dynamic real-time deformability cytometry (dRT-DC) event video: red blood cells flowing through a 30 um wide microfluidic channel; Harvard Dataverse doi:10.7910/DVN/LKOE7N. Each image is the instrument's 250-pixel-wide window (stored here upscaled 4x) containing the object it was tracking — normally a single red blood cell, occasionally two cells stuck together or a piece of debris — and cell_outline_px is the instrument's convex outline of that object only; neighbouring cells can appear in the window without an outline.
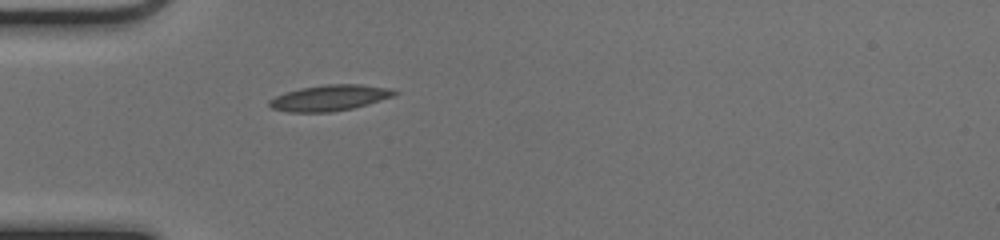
{"species": "common noctule bat (a hibernating species)", "species_latin": "Nyctalus noctula", "temperature_condition": "cold", "stored_images_in_passage": 36, "camera_frame_rate_fps": 3000, "um_per_image_px": 0.085, "animal": {"sex": "female", "body_mass_g": 17.0, "forearm_length_mm": 48.0}, "frame": {"image": 1, "passage_image": 1, "time_ms": 0.0, "image_size_px": [1000, 240], "cell_outline_px": [[400, 92], [396, 96], [352, 108], [332, 112], [288, 112], [272, 108], [268, 104], [268, 100], [284, 92], [300, 88], [324, 84], [360, 84], [392, 88]], "centroid_in_image_um": [28.05, 8.31], "position_along_channel_um": 57.0, "area_um2": 19.07}}
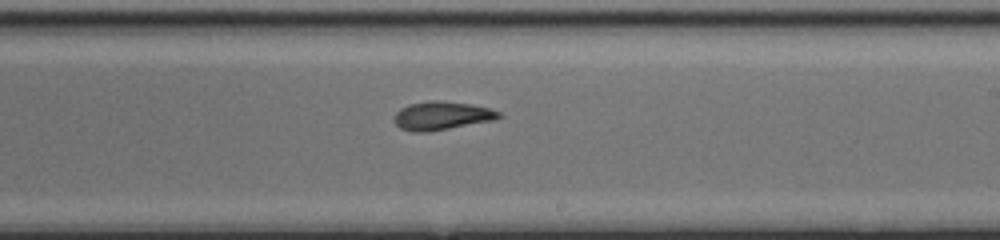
{"frame": {"image": 2, "passage_image": 16, "time_ms": 5.0, "image_size_px": [1000, 240], "cell_outline_px": [[504, 116], [496, 120], [428, 132], [412, 132], [400, 128], [392, 120], [392, 116], [400, 108], [408, 104], [428, 100], [444, 100], [472, 104], [488, 108], [500, 112]], "centroid_in_image_um": [37.53, 9.83], "position_along_channel_um": 251.5, "area_um2": 17.8}}
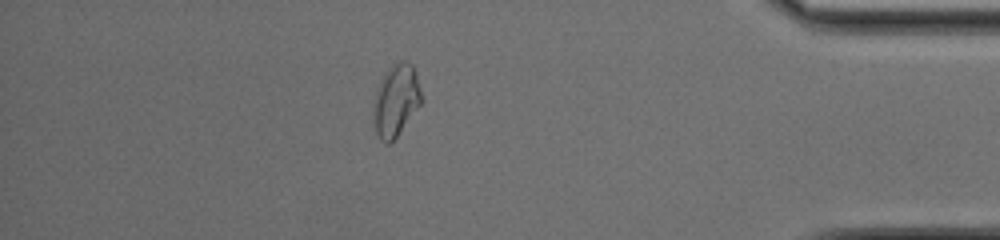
{"frame": {"image": 3, "passage_image": 30, "time_ms": 9.667, "image_size_px": [1000, 240], "cell_outline_px": [[424, 100], [396, 136], [388, 144], [384, 144], [380, 140], [376, 132], [372, 116], [372, 104], [380, 80], [388, 68], [396, 60], [404, 60], [412, 64], [416, 72]], "centroid_in_image_um": [33.65, 8.5], "position_along_channel_um": 401.6, "area_um2": 20.46}, "authors_computed_cell_mechanics": {"area_um2": 17.9758, "velocity_mm_per_s": 4.0181, "shape_relaxation_time_tau1_ms": 5.64, "shape_relaxation_time_tau2_ms": 2.6976, "deformation_change_tau1": 0.1476, "deformation_change_tau2": 0.0917}}